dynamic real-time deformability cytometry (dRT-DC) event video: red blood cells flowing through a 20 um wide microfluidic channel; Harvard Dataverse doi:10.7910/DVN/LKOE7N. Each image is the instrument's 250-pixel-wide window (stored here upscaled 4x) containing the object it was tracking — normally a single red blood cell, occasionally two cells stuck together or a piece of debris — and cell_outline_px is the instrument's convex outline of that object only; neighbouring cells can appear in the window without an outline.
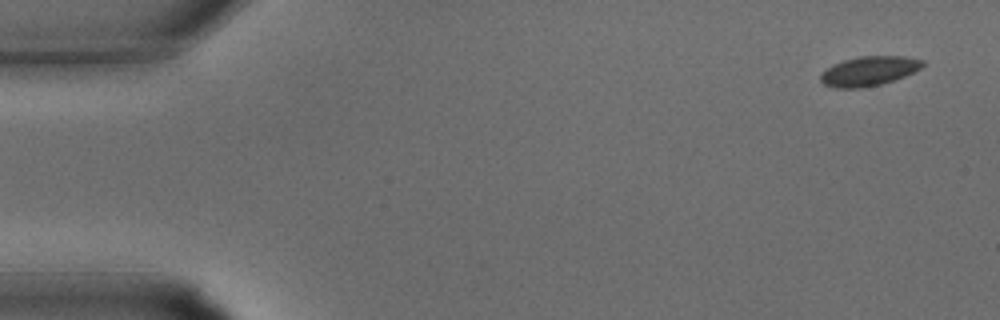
{"species": "common noctule bat (a hibernating species)", "species_latin": "Nyctalus noctula", "temperature_condition": "warm", "stored_images_in_passage": 33, "camera_frame_rate_fps": 3000, "um_per_image_px": 0.085, "animal": {"sex": "male", "body_mass_g": 15.6}, "frame": {"image": 1, "passage_image": 1, "time_ms": 0.0, "image_size_px": [1000, 320], "cell_outline_px": [[924, 64], [920, 68], [904, 76], [880, 84], [860, 88], [836, 88], [824, 84], [820, 80], [820, 76], [832, 64], [844, 60], [860, 56], [904, 56], [924, 60]], "centroid_in_image_um": [73.85, 6.03], "position_along_channel_um": 11.1, "area_um2": 17.28}}
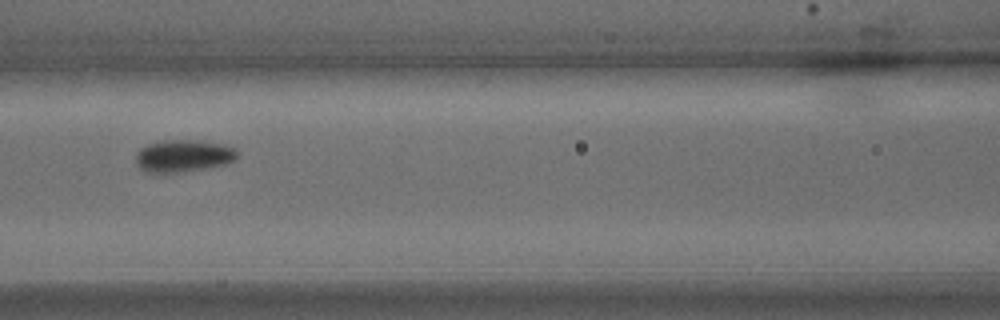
{"frame": {"image": 2, "passage_image": 14, "time_ms": 4.333, "image_size_px": [1000, 320], "cell_outline_px": [[236, 160], [224, 164], [208, 168], [152, 176], [144, 172], [136, 164], [136, 152], [140, 148], [148, 144], [160, 140], [196, 140], [220, 144], [236, 148]], "centroid_in_image_um": [15.5, 13.29], "position_along_channel_um": 151.1, "area_um2": 19.59}}
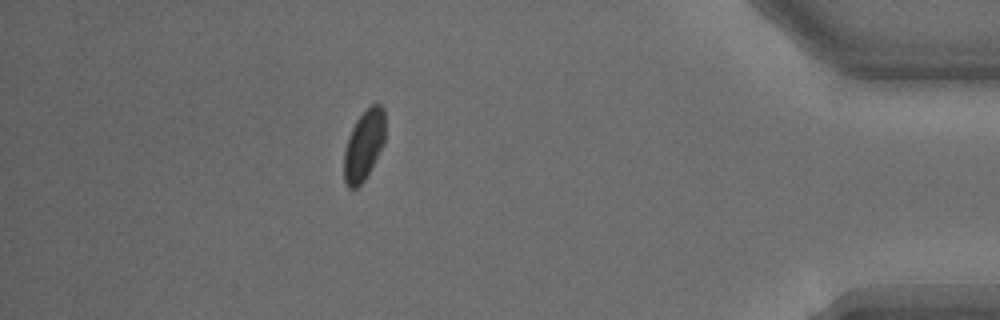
{"frame": {"image": 3, "passage_image": 29, "time_ms": 9.333, "image_size_px": [1000, 320], "cell_outline_px": [[384, 144], [364, 180], [356, 188], [348, 188], [344, 180], [344, 152], [348, 136], [356, 120], [372, 104], [380, 104], [384, 108]], "centroid_in_image_um": [30.92, 12.35], "position_along_channel_um": 404.3, "area_um2": 16.65}}